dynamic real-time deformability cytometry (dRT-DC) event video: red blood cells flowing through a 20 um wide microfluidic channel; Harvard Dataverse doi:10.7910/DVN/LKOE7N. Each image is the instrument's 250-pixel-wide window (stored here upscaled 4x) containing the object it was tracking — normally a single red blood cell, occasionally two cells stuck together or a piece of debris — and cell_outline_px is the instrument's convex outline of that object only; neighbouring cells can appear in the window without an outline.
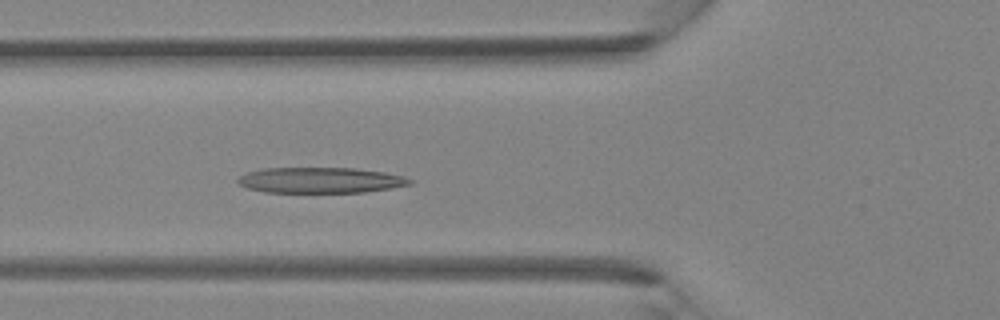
{"species": "Egyptian fruit bat (a non-hibernating species)", "species_latin": "Rousettus aegyptiacus", "temperature_condition": "room temperature", "stored_images_in_passage": 38, "camera_frame_rate_fps": 3000, "um_per_image_px": 0.085, "animal": {"sex": "female"}, "frame": {"image": 1, "passage_image": 13, "time_ms": 4.0, "image_size_px": [1000, 320], "cell_outline_px": [[412, 184], [392, 188], [364, 192], [264, 192], [248, 188], [236, 184], [236, 180], [244, 172], [260, 168], [356, 168], [384, 172], [404, 176], [412, 180]], "centroid_in_image_um": [27.19, 15.31], "position_along_channel_um": 98.6, "area_um2": 25.95}}
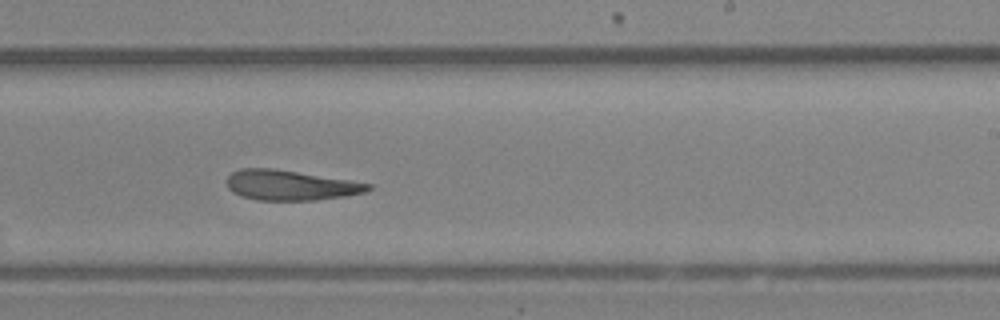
{"frame": {"image": 2, "passage_image": 23, "time_ms": 7.333, "image_size_px": [1000, 320], "cell_outline_px": [[372, 188], [364, 192], [344, 196], [316, 200], [256, 200], [232, 192], [228, 188], [224, 180], [232, 172], [240, 168], [272, 168], [348, 180], [372, 184]], "centroid_in_image_um": [24.62, 15.74], "position_along_channel_um": 264.4, "area_um2": 24.62}}
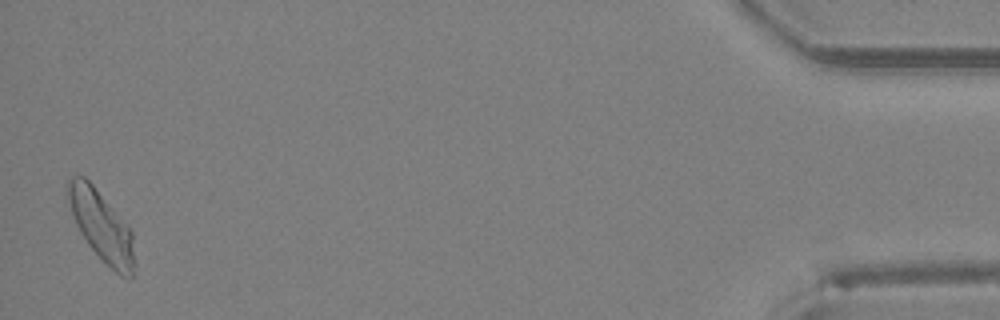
{"frame": {"image": 3, "passage_image": 38, "time_ms": 12.333, "image_size_px": [1000, 320], "cell_outline_px": [[132, 276], [120, 276], [88, 244], [80, 232], [76, 224], [72, 212], [68, 196], [68, 180], [72, 176], [84, 176], [92, 184], [132, 232]], "centroid_in_image_um": [8.58, 19.17], "position_along_channel_um": 426.6, "area_um2": 25.66}}